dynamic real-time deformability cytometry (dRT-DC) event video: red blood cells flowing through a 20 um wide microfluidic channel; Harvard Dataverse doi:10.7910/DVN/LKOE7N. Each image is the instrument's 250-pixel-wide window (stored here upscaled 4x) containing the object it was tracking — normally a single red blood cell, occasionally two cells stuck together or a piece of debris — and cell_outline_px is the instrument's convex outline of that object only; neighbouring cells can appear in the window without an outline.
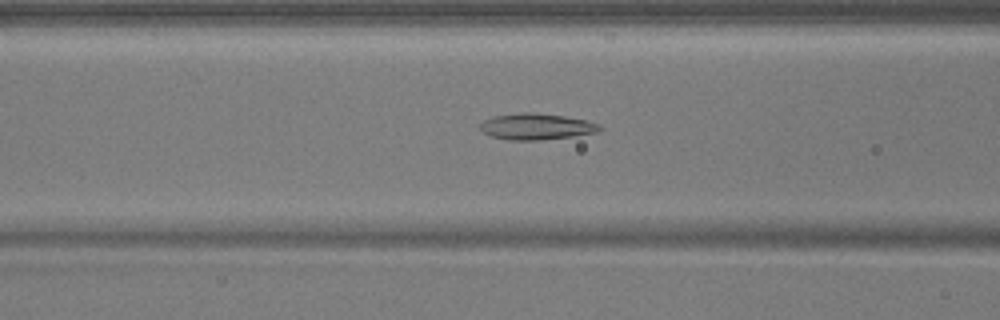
{"species": "common noctule bat (a hibernating species)", "species_latin": "Nyctalus noctula", "temperature_condition": "warm", "stored_images_in_passage": 41, "camera_frame_rate_fps": 3000, "um_per_image_px": 0.085, "animal": {"sex": "male", "body_mass_g": 17.9}, "frame": {"image": 1, "passage_image": 14, "time_ms": 4.333, "image_size_px": [1000, 320], "cell_outline_px": [[588, 132], [564, 136], [496, 136], [488, 132], [492, 120], [504, 116], [556, 116], [580, 120], [588, 124]], "centroid_in_image_um": [45.63, 10.74], "position_along_channel_um": 121.0, "area_um2": 12.83}}
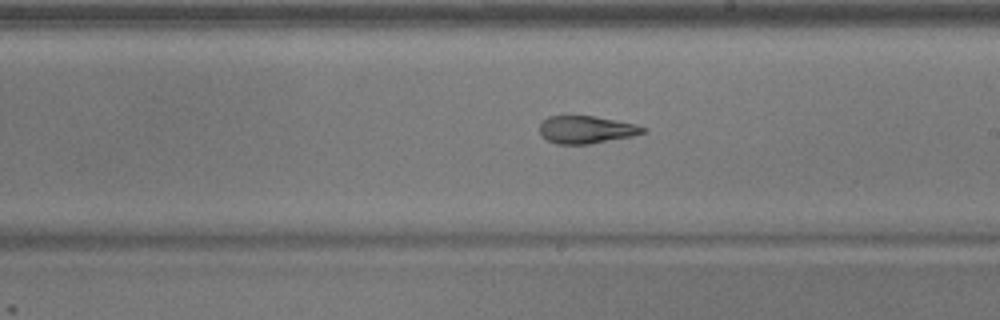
{"frame": {"image": 2, "passage_image": 23, "time_ms": 7.333, "image_size_px": [1000, 320], "cell_outline_px": [[644, 128], [640, 132], [624, 136], [580, 144], [568, 144], [552, 140], [544, 136], [540, 128], [548, 120], [556, 116], [588, 116], [628, 124]], "centroid_in_image_um": [49.74, 11.01], "position_along_channel_um": 239.3, "area_um2": 14.39}}
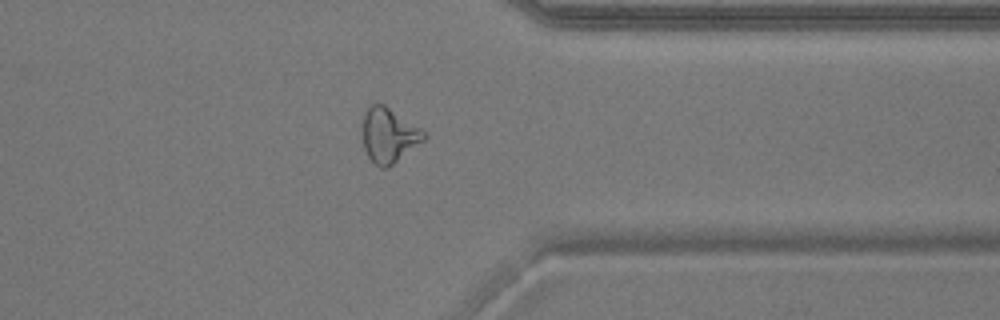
{"frame": {"image": 3, "passage_image": 34, "time_ms": 11.0, "image_size_px": [1000, 320], "cell_outline_px": [[416, 140], [388, 164], [372, 156], [368, 152], [364, 144], [364, 120], [368, 112], [384, 108], [416, 136]], "centroid_in_image_um": [32.79, 11.54], "position_along_channel_um": 378.6, "area_um2": 13.7}}